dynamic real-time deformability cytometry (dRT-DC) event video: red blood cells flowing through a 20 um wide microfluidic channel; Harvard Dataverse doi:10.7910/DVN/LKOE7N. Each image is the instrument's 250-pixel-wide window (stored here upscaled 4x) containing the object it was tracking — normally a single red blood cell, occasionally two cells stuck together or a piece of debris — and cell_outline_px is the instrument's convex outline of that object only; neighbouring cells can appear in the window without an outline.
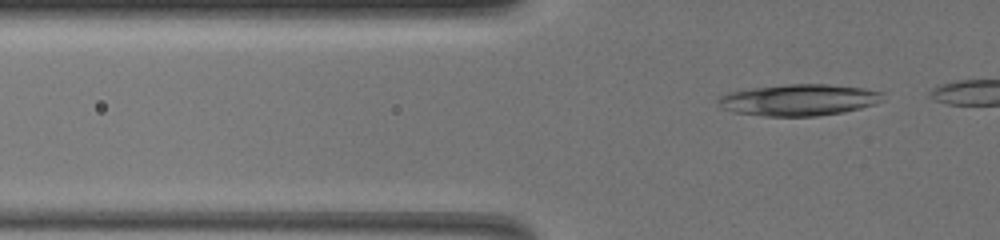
{"species": "common noctule bat (a hibernating species)", "species_latin": "Nyctalus noctula", "temperature_condition": "warm", "stored_images_in_passage": 33, "camera_frame_rate_fps": 3000, "um_per_image_px": 0.085, "animal": {"sex": "female", "body_mass_g": 19.5, "forearm_length_mm": 54.1}, "frame": {"image": 1, "passage_image": 12, "time_ms": 3.667, "image_size_px": [1000, 240], "cell_outline_px": [[884, 100], [876, 104], [844, 112], [816, 116], [764, 116], [732, 112], [720, 108], [716, 104], [716, 100], [720, 96], [728, 92], [752, 88], [788, 84], [828, 84], [864, 88], [880, 92]], "centroid_in_image_um": [67.85, 8.5], "position_along_channel_um": 57.9, "area_um2": 30.4}}
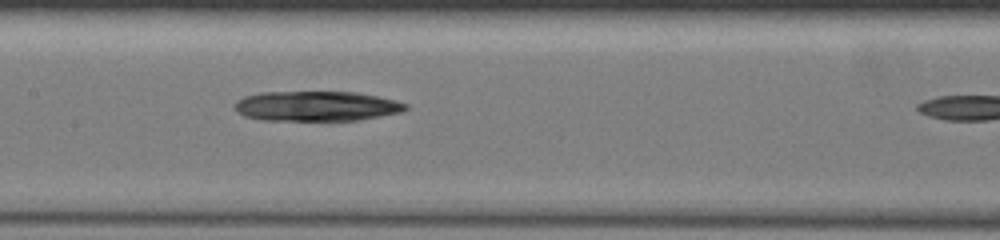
{"frame": {"image": 2, "passage_image": 25, "time_ms": 8.0, "image_size_px": [1000, 240], "cell_outline_px": [[408, 108], [400, 112], [360, 120], [260, 120], [244, 116], [236, 112], [232, 108], [232, 104], [236, 100], [244, 96], [260, 92], [356, 92], [380, 96], [396, 100], [408, 104]], "centroid_in_image_um": [26.85, 9.01], "position_along_channel_um": 180.6, "area_um2": 30.23}}
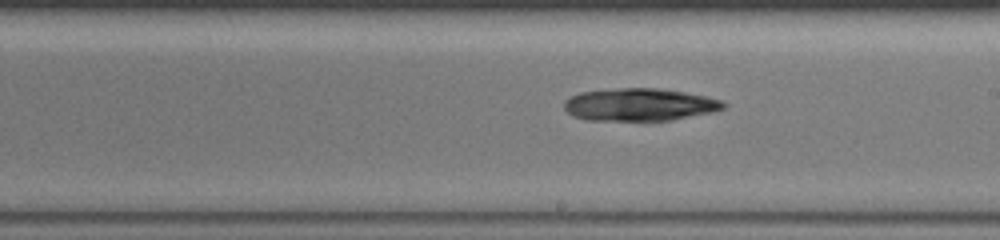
{"frame": {"image": 3, "passage_image": 30, "time_ms": 9.667, "image_size_px": [1000, 240], "cell_outline_px": [[728, 104], [724, 108], [712, 112], [672, 120], [588, 120], [572, 116], [564, 108], [564, 100], [568, 96], [580, 92], [620, 88], [656, 88], [684, 92], [724, 100]], "centroid_in_image_um": [54.35, 8.89], "position_along_channel_um": 234.6, "area_um2": 30.29}}